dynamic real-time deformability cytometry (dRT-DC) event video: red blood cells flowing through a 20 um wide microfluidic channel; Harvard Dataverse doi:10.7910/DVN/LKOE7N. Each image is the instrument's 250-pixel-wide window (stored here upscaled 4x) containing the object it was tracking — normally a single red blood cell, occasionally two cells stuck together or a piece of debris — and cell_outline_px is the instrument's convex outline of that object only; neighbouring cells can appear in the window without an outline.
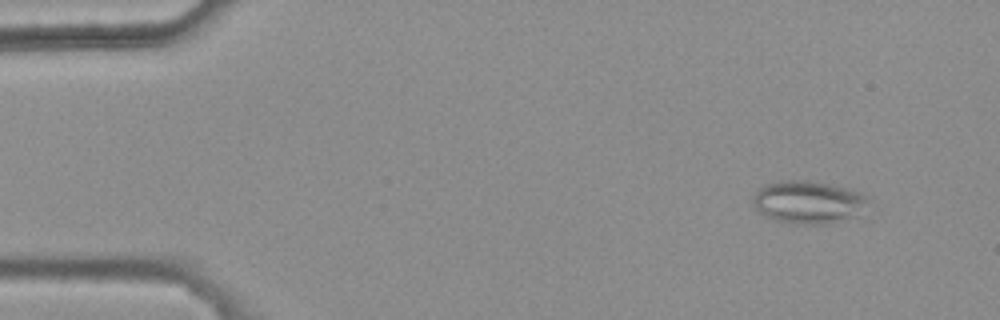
{"species": "common noctule bat (a hibernating species)", "species_latin": "Nyctalus noctula", "temperature_condition": "warm", "stored_images_in_passage": 4, "camera_frame_rate_fps": 3000, "um_per_image_px": 0.085, "animal": {"sex": "female", "body_mass_g": 25.1}, "frame": {"image": 1, "passage_image": 1, "time_ms": 0.0, "image_size_px": [1000, 320], "cell_outline_px": [[872, 200], [860, 216], [824, 224], [796, 224], [776, 220], [764, 216], [752, 204], [752, 196], [760, 188], [768, 184], [780, 180], [808, 180], [828, 184], [860, 192], [868, 196]], "centroid_in_image_um": [68.75, 17.19], "position_along_channel_um": 16.3, "area_um2": 29.02}}